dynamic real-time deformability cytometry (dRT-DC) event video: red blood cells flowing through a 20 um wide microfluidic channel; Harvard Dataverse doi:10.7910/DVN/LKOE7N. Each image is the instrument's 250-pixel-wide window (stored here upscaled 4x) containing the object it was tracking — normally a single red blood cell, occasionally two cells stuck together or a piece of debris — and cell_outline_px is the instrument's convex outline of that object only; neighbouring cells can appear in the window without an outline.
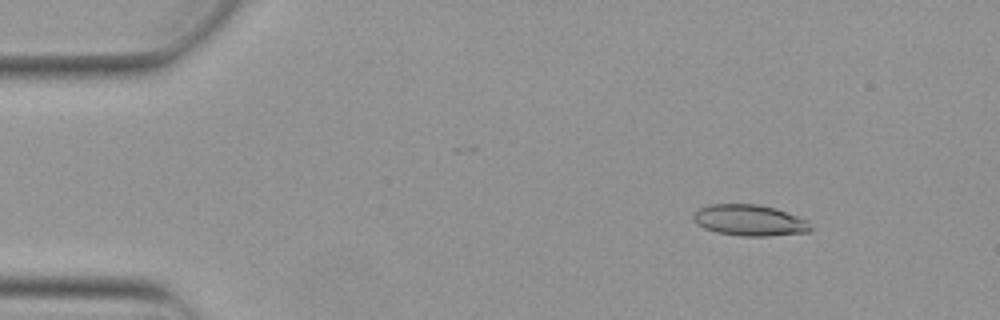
{"species": "Egyptian fruit bat (a non-hibernating species)", "species_latin": "Rousettus aegyptiacus", "temperature_condition": "warm", "stored_images_in_passage": 4, "camera_frame_rate_fps": 3000, "um_per_image_px": 0.085, "animal": {"sex": "female"}, "frame": {"image": 1, "passage_image": 2, "time_ms": 0.333, "image_size_px": [1000, 320], "cell_outline_px": [[812, 228], [808, 232], [768, 236], [740, 236], [716, 232], [704, 228], [692, 216], [700, 208], [712, 204], [760, 204], [776, 208], [808, 220]], "centroid_in_image_um": [63.76, 18.72], "position_along_channel_um": 21.2, "area_um2": 21.15}}